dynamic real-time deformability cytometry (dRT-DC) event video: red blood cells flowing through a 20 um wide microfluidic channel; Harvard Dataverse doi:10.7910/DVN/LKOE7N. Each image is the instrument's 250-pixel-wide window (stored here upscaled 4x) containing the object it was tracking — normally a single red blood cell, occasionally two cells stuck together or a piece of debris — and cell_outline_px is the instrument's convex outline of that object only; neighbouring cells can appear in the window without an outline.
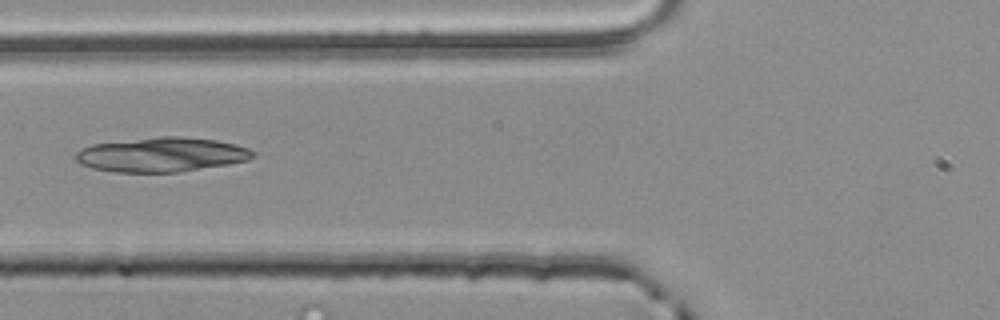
{"species": "common noctule bat (a hibernating species)", "species_latin": "Nyctalus noctula", "temperature_condition": "room temperature", "stored_images_in_passage": 6, "camera_frame_rate_fps": 3000, "um_per_image_px": 0.085, "animal": {"sex": "male", "body_mass_g": 20.4}, "frame": {"image": 1, "passage_image": 6, "time_ms": 1.667, "image_size_px": [1000, 320], "cell_outline_px": [[256, 156], [248, 160], [228, 164], [180, 172], [116, 172], [92, 168], [80, 164], [76, 160], [76, 152], [92, 144], [160, 136], [180, 136], [216, 140], [248, 148], [256, 152]], "centroid_in_image_um": [13.75, 13.15], "position_along_channel_um": 112.0, "area_um2": 35.49}}